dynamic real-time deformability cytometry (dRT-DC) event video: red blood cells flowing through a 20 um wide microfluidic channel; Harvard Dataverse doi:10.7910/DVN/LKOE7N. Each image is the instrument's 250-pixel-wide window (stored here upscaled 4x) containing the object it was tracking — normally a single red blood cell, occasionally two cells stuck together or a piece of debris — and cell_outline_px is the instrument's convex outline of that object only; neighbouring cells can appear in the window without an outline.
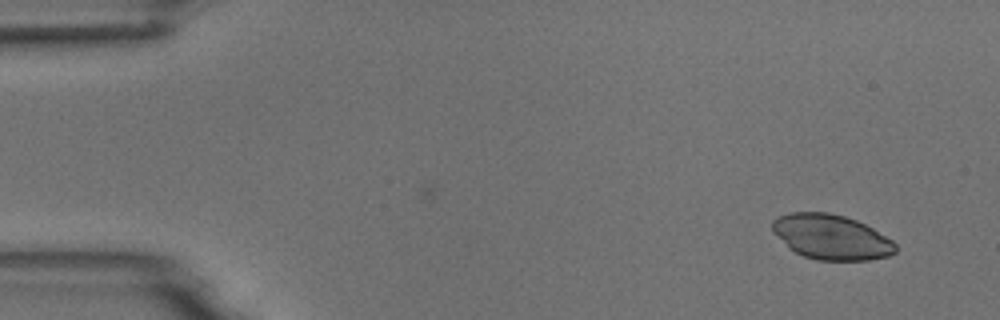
{"species": "common noctule bat (a hibernating species)", "species_latin": "Nyctalus noctula", "temperature_condition": "room temperature", "stored_images_in_passage": 3, "camera_frame_rate_fps": 3000, "um_per_image_px": 0.085, "animal": {"sex": "male", "body_mass_g": 18.8}, "frame": {"image": 1, "passage_image": 3, "time_ms": 2.667, "image_size_px": [1000, 320], "cell_outline_px": [[896, 252], [888, 256], [868, 260], [816, 260], [804, 256], [788, 248], [772, 232], [772, 220], [776, 216], [792, 212], [828, 212], [844, 216], [856, 220], [872, 228], [892, 240], [896, 244]], "centroid_in_image_um": [70.62, 20.14], "position_along_channel_um": 14.4, "area_um2": 32.37}}